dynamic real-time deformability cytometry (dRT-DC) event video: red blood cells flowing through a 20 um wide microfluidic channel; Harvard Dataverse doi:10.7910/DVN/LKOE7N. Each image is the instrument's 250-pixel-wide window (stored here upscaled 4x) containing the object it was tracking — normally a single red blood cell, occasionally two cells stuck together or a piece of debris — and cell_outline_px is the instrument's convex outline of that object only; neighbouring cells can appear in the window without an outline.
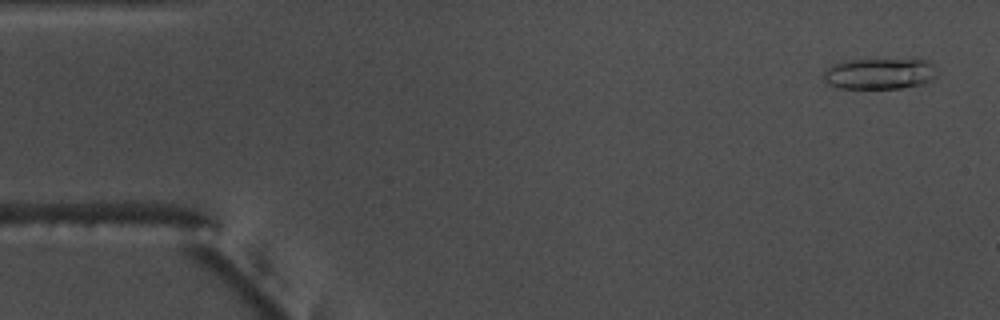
{"species": "common noctule bat (a hibernating species)", "species_latin": "Nyctalus noctula", "temperature_condition": "warm", "stored_images_in_passage": 56, "segment_of_instrument_passage": [1, 2], "camera_frame_rate_fps": 3000, "um_per_image_px": 0.085, "animal": {"sex": "male", "body_mass_g": 17.5, "forearm_length_mm": 52.3}, "frame": {"image": 1, "passage_image": 3, "time_ms": 0.667, "image_size_px": [1000, 320], "cell_outline_px": [[936, 76], [932, 80], [920, 84], [900, 88], [840, 88], [828, 84], [824, 80], [824, 72], [832, 64], [848, 60], [932, 60]], "centroid_in_image_um": [74.76, 6.26], "position_along_channel_um": 10.2, "area_um2": 20.29}}
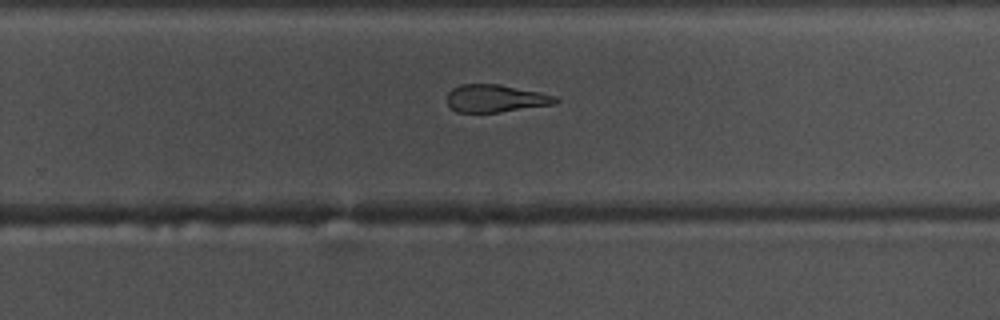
{"frame": {"image": 2, "passage_image": 35, "time_ms": 11.333, "image_size_px": [1000, 320], "cell_outline_px": [[560, 100], [556, 104], [500, 112], [456, 112], [444, 100], [448, 92], [452, 88], [460, 84], [500, 84], [540, 92], [556, 96]], "centroid_in_image_um": [42.11, 8.36], "position_along_channel_um": 287.7, "area_um2": 17.69}}
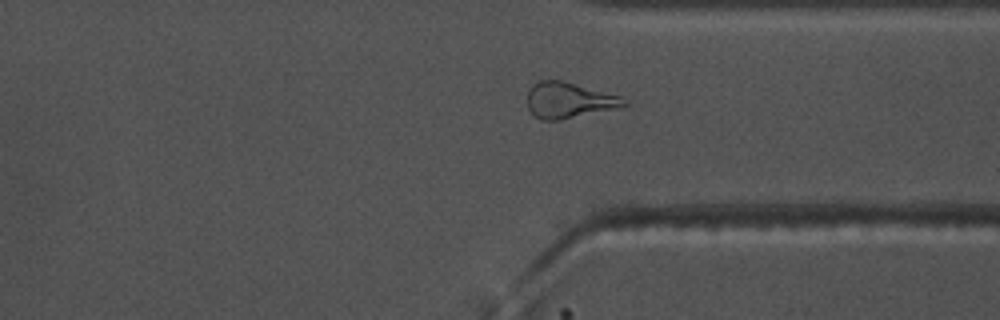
{"frame": {"image": 3, "passage_image": 41, "time_ms": 13.333, "image_size_px": [1000, 320], "cell_outline_px": [[628, 104], [616, 108], [560, 120], [540, 120], [528, 108], [528, 92], [532, 84], [540, 80], [560, 80], [620, 96], [628, 100]], "centroid_in_image_um": [48.34, 8.52], "position_along_channel_um": 363.1, "area_um2": 19.88}}